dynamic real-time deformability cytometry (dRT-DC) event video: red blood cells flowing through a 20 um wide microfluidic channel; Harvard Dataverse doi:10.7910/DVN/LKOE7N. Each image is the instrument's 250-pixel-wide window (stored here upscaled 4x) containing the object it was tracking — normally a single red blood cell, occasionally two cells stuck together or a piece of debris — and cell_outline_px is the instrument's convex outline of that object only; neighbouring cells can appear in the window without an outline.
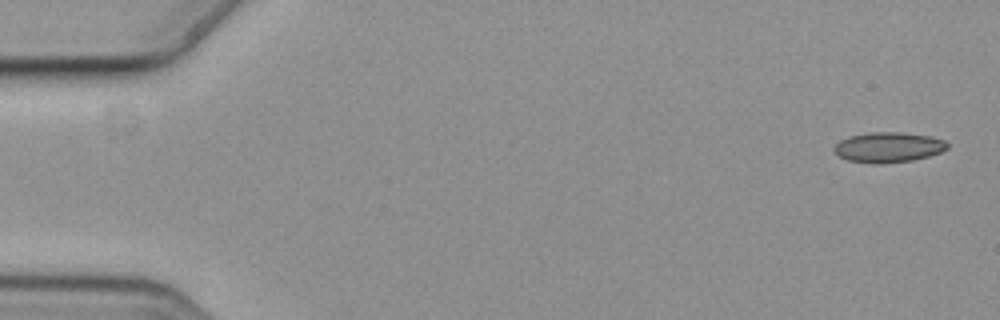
{"species": "common noctule bat (a hibernating species)", "species_latin": "Nyctalus noctula", "temperature_condition": "cold", "stored_images_in_passage": 5, "camera_frame_rate_fps": 3000, "um_per_image_px": 0.085, "animal": {"sex": "female", "body_mass_g": 19.3, "forearm_length_mm": 54.1}, "frame": {"image": 1, "passage_image": 1, "time_ms": 0.0, "image_size_px": [1000, 320], "cell_outline_px": [[948, 148], [940, 152], [928, 156], [912, 160], [880, 164], [876, 164], [848, 160], [840, 156], [832, 148], [840, 140], [848, 136], [868, 132], [904, 132], [932, 136], [944, 140], [948, 144]], "centroid_in_image_um": [75.51, 12.5], "position_along_channel_um": 9.5, "area_um2": 20.0}}
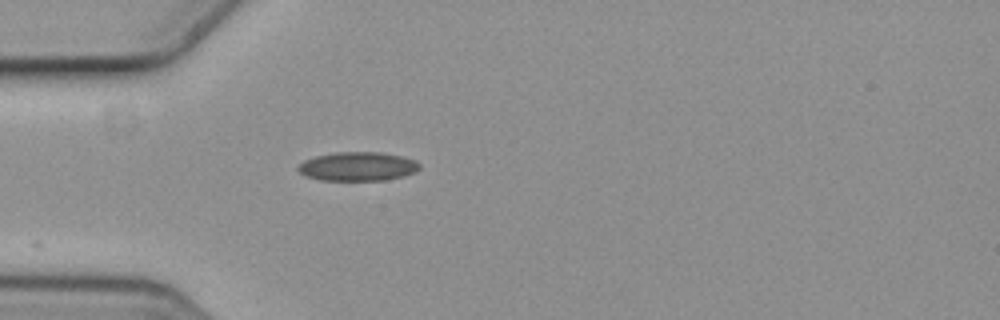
{"frame": {"image": 2, "passage_image": 5, "time_ms": 1.333, "image_size_px": [1000, 320], "cell_outline_px": [[420, 168], [416, 172], [404, 176], [384, 180], [320, 180], [308, 176], [300, 172], [296, 168], [304, 160], [316, 156], [336, 152], [380, 152], [404, 156], [416, 160], [420, 164]], "centroid_in_image_um": [30.46, 14.14], "position_along_channel_um": 54.5, "area_um2": 20.52}}